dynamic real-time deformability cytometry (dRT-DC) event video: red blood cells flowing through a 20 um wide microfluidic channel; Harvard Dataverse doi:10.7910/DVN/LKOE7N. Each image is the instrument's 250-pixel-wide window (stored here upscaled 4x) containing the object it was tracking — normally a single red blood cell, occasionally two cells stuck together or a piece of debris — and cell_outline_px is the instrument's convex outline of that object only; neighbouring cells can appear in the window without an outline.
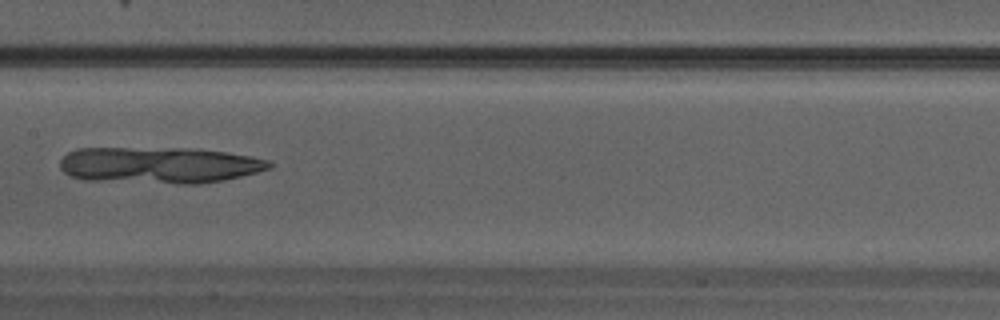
{"species": "Egyptian fruit bat (a non-hibernating species)", "species_latin": "Rousettus aegyptiacus", "temperature_condition": "warm", "stored_images_in_passage": 24, "camera_frame_rate_fps": 3000, "um_per_image_px": 0.085, "animal": {"sex": "male"}, "frame": {"image": 1, "passage_image": 8, "time_ms": 2.333, "image_size_px": [1000, 320], "cell_outline_px": [[272, 168], [240, 176], [200, 184], [188, 184], [84, 180], [72, 176], [64, 172], [60, 168], [60, 160], [68, 152], [76, 148], [196, 148], [252, 156], [272, 160]], "centroid_in_image_um": [13.54, 14.03], "position_along_channel_um": 193.9, "area_um2": 44.56}}